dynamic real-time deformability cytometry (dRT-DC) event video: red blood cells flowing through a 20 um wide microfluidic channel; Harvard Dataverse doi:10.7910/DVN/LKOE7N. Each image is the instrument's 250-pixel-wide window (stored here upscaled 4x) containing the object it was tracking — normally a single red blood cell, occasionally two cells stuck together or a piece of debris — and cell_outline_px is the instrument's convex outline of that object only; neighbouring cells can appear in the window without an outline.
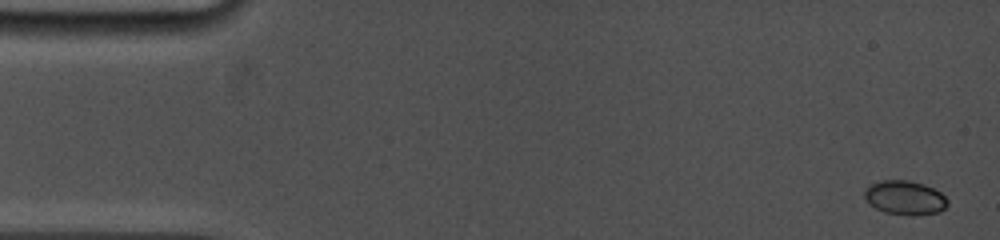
{"species": "common noctule bat (a hibernating species)", "species_latin": "Nyctalus noctula", "temperature_condition": "cold", "stored_images_in_passage": 7, "camera_frame_rate_fps": 5000, "um_per_image_px": 0.085, "animal": {"sex": "female", "body_mass_g": 19.0, "forearm_length_mm": 53.3}, "frame": {"image": 1, "passage_image": 1, "time_ms": 0.0, "image_size_px": [1000, 240], "cell_outline_px": [[948, 204], [940, 212], [916, 216], [908, 216], [884, 212], [876, 208], [864, 196], [864, 188], [868, 184], [880, 180], [908, 180], [924, 184], [940, 192], [948, 200]], "centroid_in_image_um": [76.91, 16.81], "position_along_channel_um": 8.1, "area_um2": 16.7}}
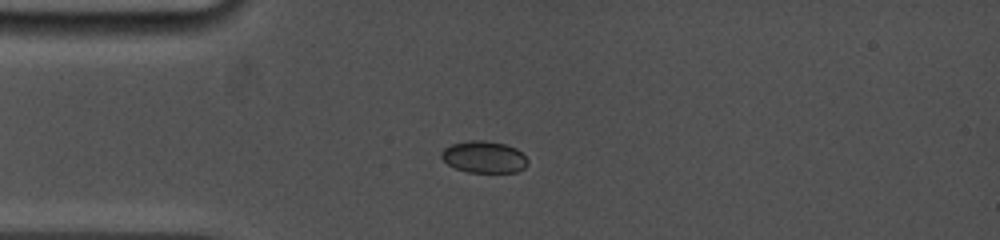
{"frame": {"image": 2, "passage_image": 6, "time_ms": 3.8, "image_size_px": [1000, 240], "cell_outline_px": [[528, 164], [524, 168], [516, 172], [468, 172], [456, 168], [448, 164], [440, 156], [440, 152], [444, 148], [452, 144], [468, 140], [484, 140], [504, 144], [516, 148], [528, 160]], "centroid_in_image_um": [41.13, 13.34], "position_along_channel_um": 43.9, "area_um2": 15.95}}